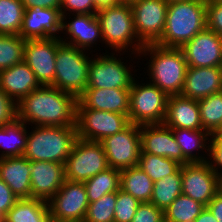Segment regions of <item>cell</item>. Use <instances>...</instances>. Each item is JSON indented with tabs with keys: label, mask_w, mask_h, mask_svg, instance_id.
<instances>
[{
	"label": "cell",
	"mask_w": 222,
	"mask_h": 222,
	"mask_svg": "<svg viewBox=\"0 0 222 222\" xmlns=\"http://www.w3.org/2000/svg\"><path fill=\"white\" fill-rule=\"evenodd\" d=\"M167 2L181 1V0H165Z\"/></svg>",
	"instance_id": "11a10c76"
},
{
	"label": "cell",
	"mask_w": 222,
	"mask_h": 222,
	"mask_svg": "<svg viewBox=\"0 0 222 222\" xmlns=\"http://www.w3.org/2000/svg\"><path fill=\"white\" fill-rule=\"evenodd\" d=\"M130 89L86 88L78 97L77 108L116 112L128 116Z\"/></svg>",
	"instance_id": "44dd1931"
},
{
	"label": "cell",
	"mask_w": 222,
	"mask_h": 222,
	"mask_svg": "<svg viewBox=\"0 0 222 222\" xmlns=\"http://www.w3.org/2000/svg\"><path fill=\"white\" fill-rule=\"evenodd\" d=\"M181 164L177 161L149 153H140L138 167L144 171L153 182L162 179L168 174L175 173Z\"/></svg>",
	"instance_id": "e575fe53"
},
{
	"label": "cell",
	"mask_w": 222,
	"mask_h": 222,
	"mask_svg": "<svg viewBox=\"0 0 222 222\" xmlns=\"http://www.w3.org/2000/svg\"><path fill=\"white\" fill-rule=\"evenodd\" d=\"M108 167L100 142L77 138L65 162V179L85 182Z\"/></svg>",
	"instance_id": "ba28073f"
},
{
	"label": "cell",
	"mask_w": 222,
	"mask_h": 222,
	"mask_svg": "<svg viewBox=\"0 0 222 222\" xmlns=\"http://www.w3.org/2000/svg\"><path fill=\"white\" fill-rule=\"evenodd\" d=\"M217 133H222V126H221L220 130Z\"/></svg>",
	"instance_id": "9f6ffc18"
},
{
	"label": "cell",
	"mask_w": 222,
	"mask_h": 222,
	"mask_svg": "<svg viewBox=\"0 0 222 222\" xmlns=\"http://www.w3.org/2000/svg\"><path fill=\"white\" fill-rule=\"evenodd\" d=\"M206 206L180 194L165 210L164 222H193Z\"/></svg>",
	"instance_id": "1f68e13d"
},
{
	"label": "cell",
	"mask_w": 222,
	"mask_h": 222,
	"mask_svg": "<svg viewBox=\"0 0 222 222\" xmlns=\"http://www.w3.org/2000/svg\"><path fill=\"white\" fill-rule=\"evenodd\" d=\"M26 124L20 120L0 127V147L7 149L2 151V157L23 156L27 144Z\"/></svg>",
	"instance_id": "f1b7e54d"
},
{
	"label": "cell",
	"mask_w": 222,
	"mask_h": 222,
	"mask_svg": "<svg viewBox=\"0 0 222 222\" xmlns=\"http://www.w3.org/2000/svg\"><path fill=\"white\" fill-rule=\"evenodd\" d=\"M62 44L60 36L48 39H26L24 62L43 86H52L55 78L57 48Z\"/></svg>",
	"instance_id": "4fadbf2b"
},
{
	"label": "cell",
	"mask_w": 222,
	"mask_h": 222,
	"mask_svg": "<svg viewBox=\"0 0 222 222\" xmlns=\"http://www.w3.org/2000/svg\"><path fill=\"white\" fill-rule=\"evenodd\" d=\"M78 98L53 86H43L18 104V120L35 126H76Z\"/></svg>",
	"instance_id": "6da1fadb"
},
{
	"label": "cell",
	"mask_w": 222,
	"mask_h": 222,
	"mask_svg": "<svg viewBox=\"0 0 222 222\" xmlns=\"http://www.w3.org/2000/svg\"><path fill=\"white\" fill-rule=\"evenodd\" d=\"M18 199L11 188L0 178V212L5 216Z\"/></svg>",
	"instance_id": "ee69618b"
},
{
	"label": "cell",
	"mask_w": 222,
	"mask_h": 222,
	"mask_svg": "<svg viewBox=\"0 0 222 222\" xmlns=\"http://www.w3.org/2000/svg\"><path fill=\"white\" fill-rule=\"evenodd\" d=\"M133 81L130 88L128 117L131 124H162L168 95L151 82L142 85Z\"/></svg>",
	"instance_id": "52a82bcc"
},
{
	"label": "cell",
	"mask_w": 222,
	"mask_h": 222,
	"mask_svg": "<svg viewBox=\"0 0 222 222\" xmlns=\"http://www.w3.org/2000/svg\"><path fill=\"white\" fill-rule=\"evenodd\" d=\"M222 91L221 67H188L181 96L194 100Z\"/></svg>",
	"instance_id": "ffe728a7"
},
{
	"label": "cell",
	"mask_w": 222,
	"mask_h": 222,
	"mask_svg": "<svg viewBox=\"0 0 222 222\" xmlns=\"http://www.w3.org/2000/svg\"><path fill=\"white\" fill-rule=\"evenodd\" d=\"M117 192L103 195L95 202L89 203L83 222H114Z\"/></svg>",
	"instance_id": "8d00e7d4"
},
{
	"label": "cell",
	"mask_w": 222,
	"mask_h": 222,
	"mask_svg": "<svg viewBox=\"0 0 222 222\" xmlns=\"http://www.w3.org/2000/svg\"><path fill=\"white\" fill-rule=\"evenodd\" d=\"M62 31L59 9L32 7L25 9L19 36L23 39H48Z\"/></svg>",
	"instance_id": "ac0fdd59"
},
{
	"label": "cell",
	"mask_w": 222,
	"mask_h": 222,
	"mask_svg": "<svg viewBox=\"0 0 222 222\" xmlns=\"http://www.w3.org/2000/svg\"><path fill=\"white\" fill-rule=\"evenodd\" d=\"M206 3H222V0H205Z\"/></svg>",
	"instance_id": "816d5d0a"
},
{
	"label": "cell",
	"mask_w": 222,
	"mask_h": 222,
	"mask_svg": "<svg viewBox=\"0 0 222 222\" xmlns=\"http://www.w3.org/2000/svg\"><path fill=\"white\" fill-rule=\"evenodd\" d=\"M181 166L173 174H168L154 182L150 203L163 211L182 194Z\"/></svg>",
	"instance_id": "4dcf8cb0"
},
{
	"label": "cell",
	"mask_w": 222,
	"mask_h": 222,
	"mask_svg": "<svg viewBox=\"0 0 222 222\" xmlns=\"http://www.w3.org/2000/svg\"><path fill=\"white\" fill-rule=\"evenodd\" d=\"M25 39L19 35L0 34V71L24 60Z\"/></svg>",
	"instance_id": "d590c367"
},
{
	"label": "cell",
	"mask_w": 222,
	"mask_h": 222,
	"mask_svg": "<svg viewBox=\"0 0 222 222\" xmlns=\"http://www.w3.org/2000/svg\"><path fill=\"white\" fill-rule=\"evenodd\" d=\"M67 11L76 14H96L98 9L94 6L93 0H62L60 7L62 21L66 19Z\"/></svg>",
	"instance_id": "60d3db41"
},
{
	"label": "cell",
	"mask_w": 222,
	"mask_h": 222,
	"mask_svg": "<svg viewBox=\"0 0 222 222\" xmlns=\"http://www.w3.org/2000/svg\"><path fill=\"white\" fill-rule=\"evenodd\" d=\"M141 153L173 159L183 165V152L170 127L162 124L140 125Z\"/></svg>",
	"instance_id": "e0dca14e"
},
{
	"label": "cell",
	"mask_w": 222,
	"mask_h": 222,
	"mask_svg": "<svg viewBox=\"0 0 222 222\" xmlns=\"http://www.w3.org/2000/svg\"><path fill=\"white\" fill-rule=\"evenodd\" d=\"M109 167L119 170L138 166L141 153L140 125L130 124L123 131L100 141Z\"/></svg>",
	"instance_id": "8fae6325"
},
{
	"label": "cell",
	"mask_w": 222,
	"mask_h": 222,
	"mask_svg": "<svg viewBox=\"0 0 222 222\" xmlns=\"http://www.w3.org/2000/svg\"><path fill=\"white\" fill-rule=\"evenodd\" d=\"M218 222H222V197L216 194L206 206Z\"/></svg>",
	"instance_id": "bcb514c9"
},
{
	"label": "cell",
	"mask_w": 222,
	"mask_h": 222,
	"mask_svg": "<svg viewBox=\"0 0 222 222\" xmlns=\"http://www.w3.org/2000/svg\"><path fill=\"white\" fill-rule=\"evenodd\" d=\"M175 139L183 152V165L192 162H205L207 157L196 155L193 153V149L198 151L207 150L209 152L210 145L206 142L211 135L205 131L201 130H191V129H181V128H171ZM208 143V145H207ZM193 153V154H192Z\"/></svg>",
	"instance_id": "4316f807"
},
{
	"label": "cell",
	"mask_w": 222,
	"mask_h": 222,
	"mask_svg": "<svg viewBox=\"0 0 222 222\" xmlns=\"http://www.w3.org/2000/svg\"><path fill=\"white\" fill-rule=\"evenodd\" d=\"M96 15L101 26L102 41H105V44L120 53L119 51L130 50L128 47H131L134 43L131 55L140 53V50L145 45L136 35L130 4H116L104 7L99 9Z\"/></svg>",
	"instance_id": "5b68a950"
},
{
	"label": "cell",
	"mask_w": 222,
	"mask_h": 222,
	"mask_svg": "<svg viewBox=\"0 0 222 222\" xmlns=\"http://www.w3.org/2000/svg\"><path fill=\"white\" fill-rule=\"evenodd\" d=\"M116 4H126V0H109V6H113Z\"/></svg>",
	"instance_id": "f907efd6"
},
{
	"label": "cell",
	"mask_w": 222,
	"mask_h": 222,
	"mask_svg": "<svg viewBox=\"0 0 222 222\" xmlns=\"http://www.w3.org/2000/svg\"><path fill=\"white\" fill-rule=\"evenodd\" d=\"M180 49L188 67L222 66V37L207 28Z\"/></svg>",
	"instance_id": "2e32d148"
},
{
	"label": "cell",
	"mask_w": 222,
	"mask_h": 222,
	"mask_svg": "<svg viewBox=\"0 0 222 222\" xmlns=\"http://www.w3.org/2000/svg\"><path fill=\"white\" fill-rule=\"evenodd\" d=\"M193 222H218L212 212L205 207L201 214Z\"/></svg>",
	"instance_id": "7dc6e473"
},
{
	"label": "cell",
	"mask_w": 222,
	"mask_h": 222,
	"mask_svg": "<svg viewBox=\"0 0 222 222\" xmlns=\"http://www.w3.org/2000/svg\"><path fill=\"white\" fill-rule=\"evenodd\" d=\"M47 203L53 222H83L89 205L84 182L65 180Z\"/></svg>",
	"instance_id": "30bf717a"
},
{
	"label": "cell",
	"mask_w": 222,
	"mask_h": 222,
	"mask_svg": "<svg viewBox=\"0 0 222 222\" xmlns=\"http://www.w3.org/2000/svg\"><path fill=\"white\" fill-rule=\"evenodd\" d=\"M4 222H53L48 203L38 198H23L8 210Z\"/></svg>",
	"instance_id": "484cf974"
},
{
	"label": "cell",
	"mask_w": 222,
	"mask_h": 222,
	"mask_svg": "<svg viewBox=\"0 0 222 222\" xmlns=\"http://www.w3.org/2000/svg\"><path fill=\"white\" fill-rule=\"evenodd\" d=\"M84 53L83 49L63 43L57 48L52 85L54 88L71 93L77 98L85 91L91 59Z\"/></svg>",
	"instance_id": "8992f818"
},
{
	"label": "cell",
	"mask_w": 222,
	"mask_h": 222,
	"mask_svg": "<svg viewBox=\"0 0 222 222\" xmlns=\"http://www.w3.org/2000/svg\"><path fill=\"white\" fill-rule=\"evenodd\" d=\"M77 138L76 126H35L27 134L23 156L30 161L65 164Z\"/></svg>",
	"instance_id": "277c9868"
},
{
	"label": "cell",
	"mask_w": 222,
	"mask_h": 222,
	"mask_svg": "<svg viewBox=\"0 0 222 222\" xmlns=\"http://www.w3.org/2000/svg\"><path fill=\"white\" fill-rule=\"evenodd\" d=\"M182 194L207 206L218 190L219 176L212 169L210 160L181 165Z\"/></svg>",
	"instance_id": "9a60e30c"
},
{
	"label": "cell",
	"mask_w": 222,
	"mask_h": 222,
	"mask_svg": "<svg viewBox=\"0 0 222 222\" xmlns=\"http://www.w3.org/2000/svg\"><path fill=\"white\" fill-rule=\"evenodd\" d=\"M152 55L148 65L149 78L152 84L164 91L168 96L180 95L188 68L184 54L180 48L161 47L157 44H146L139 53Z\"/></svg>",
	"instance_id": "3957f363"
},
{
	"label": "cell",
	"mask_w": 222,
	"mask_h": 222,
	"mask_svg": "<svg viewBox=\"0 0 222 222\" xmlns=\"http://www.w3.org/2000/svg\"><path fill=\"white\" fill-rule=\"evenodd\" d=\"M141 202L122 189L117 191L114 222H131Z\"/></svg>",
	"instance_id": "74e56055"
},
{
	"label": "cell",
	"mask_w": 222,
	"mask_h": 222,
	"mask_svg": "<svg viewBox=\"0 0 222 222\" xmlns=\"http://www.w3.org/2000/svg\"><path fill=\"white\" fill-rule=\"evenodd\" d=\"M40 86L35 74L24 61L0 71V89L17 104Z\"/></svg>",
	"instance_id": "cb8c5ba5"
},
{
	"label": "cell",
	"mask_w": 222,
	"mask_h": 222,
	"mask_svg": "<svg viewBox=\"0 0 222 222\" xmlns=\"http://www.w3.org/2000/svg\"><path fill=\"white\" fill-rule=\"evenodd\" d=\"M24 11V5L20 0H0V34L18 35Z\"/></svg>",
	"instance_id": "836d02e7"
},
{
	"label": "cell",
	"mask_w": 222,
	"mask_h": 222,
	"mask_svg": "<svg viewBox=\"0 0 222 222\" xmlns=\"http://www.w3.org/2000/svg\"><path fill=\"white\" fill-rule=\"evenodd\" d=\"M30 160L24 156L0 158V178L19 199L31 198Z\"/></svg>",
	"instance_id": "d4e9b609"
},
{
	"label": "cell",
	"mask_w": 222,
	"mask_h": 222,
	"mask_svg": "<svg viewBox=\"0 0 222 222\" xmlns=\"http://www.w3.org/2000/svg\"><path fill=\"white\" fill-rule=\"evenodd\" d=\"M208 142L210 149L207 156H210L212 160L210 165L218 176H222V172L219 170L220 167L222 168V133L213 134Z\"/></svg>",
	"instance_id": "7bdbcfd3"
},
{
	"label": "cell",
	"mask_w": 222,
	"mask_h": 222,
	"mask_svg": "<svg viewBox=\"0 0 222 222\" xmlns=\"http://www.w3.org/2000/svg\"><path fill=\"white\" fill-rule=\"evenodd\" d=\"M18 119L17 103L0 89V127Z\"/></svg>",
	"instance_id": "ab89813d"
},
{
	"label": "cell",
	"mask_w": 222,
	"mask_h": 222,
	"mask_svg": "<svg viewBox=\"0 0 222 222\" xmlns=\"http://www.w3.org/2000/svg\"><path fill=\"white\" fill-rule=\"evenodd\" d=\"M112 55H100L91 59L87 88L130 89L135 78L119 58Z\"/></svg>",
	"instance_id": "5bb4252c"
},
{
	"label": "cell",
	"mask_w": 222,
	"mask_h": 222,
	"mask_svg": "<svg viewBox=\"0 0 222 222\" xmlns=\"http://www.w3.org/2000/svg\"><path fill=\"white\" fill-rule=\"evenodd\" d=\"M0 222H4V215L0 212Z\"/></svg>",
	"instance_id": "f5cc1de1"
},
{
	"label": "cell",
	"mask_w": 222,
	"mask_h": 222,
	"mask_svg": "<svg viewBox=\"0 0 222 222\" xmlns=\"http://www.w3.org/2000/svg\"><path fill=\"white\" fill-rule=\"evenodd\" d=\"M73 21L68 23L62 21V31H66L69 35L70 41L66 39L60 40L63 44L76 47L79 49L89 50L88 47H92L93 44L98 42V38L102 39V32L100 22L96 14H74ZM66 23V24H65ZM100 36V37H99Z\"/></svg>",
	"instance_id": "603a6c76"
},
{
	"label": "cell",
	"mask_w": 222,
	"mask_h": 222,
	"mask_svg": "<svg viewBox=\"0 0 222 222\" xmlns=\"http://www.w3.org/2000/svg\"><path fill=\"white\" fill-rule=\"evenodd\" d=\"M169 2L136 0L130 3L136 35L144 44H155L162 36Z\"/></svg>",
	"instance_id": "7c38bea8"
},
{
	"label": "cell",
	"mask_w": 222,
	"mask_h": 222,
	"mask_svg": "<svg viewBox=\"0 0 222 222\" xmlns=\"http://www.w3.org/2000/svg\"><path fill=\"white\" fill-rule=\"evenodd\" d=\"M154 182L138 166L121 170L120 189L142 202H150Z\"/></svg>",
	"instance_id": "83f0119b"
},
{
	"label": "cell",
	"mask_w": 222,
	"mask_h": 222,
	"mask_svg": "<svg viewBox=\"0 0 222 222\" xmlns=\"http://www.w3.org/2000/svg\"><path fill=\"white\" fill-rule=\"evenodd\" d=\"M207 29L222 37V3H206Z\"/></svg>",
	"instance_id": "b9f144b4"
},
{
	"label": "cell",
	"mask_w": 222,
	"mask_h": 222,
	"mask_svg": "<svg viewBox=\"0 0 222 222\" xmlns=\"http://www.w3.org/2000/svg\"><path fill=\"white\" fill-rule=\"evenodd\" d=\"M202 127L211 136L222 126V91L198 100Z\"/></svg>",
	"instance_id": "d6a6232c"
},
{
	"label": "cell",
	"mask_w": 222,
	"mask_h": 222,
	"mask_svg": "<svg viewBox=\"0 0 222 222\" xmlns=\"http://www.w3.org/2000/svg\"><path fill=\"white\" fill-rule=\"evenodd\" d=\"M206 28L205 0L169 2L164 32L155 44L167 48H181Z\"/></svg>",
	"instance_id": "7a4b0ae2"
},
{
	"label": "cell",
	"mask_w": 222,
	"mask_h": 222,
	"mask_svg": "<svg viewBox=\"0 0 222 222\" xmlns=\"http://www.w3.org/2000/svg\"><path fill=\"white\" fill-rule=\"evenodd\" d=\"M217 194L222 197V176H219V179H218Z\"/></svg>",
	"instance_id": "681fc988"
},
{
	"label": "cell",
	"mask_w": 222,
	"mask_h": 222,
	"mask_svg": "<svg viewBox=\"0 0 222 222\" xmlns=\"http://www.w3.org/2000/svg\"><path fill=\"white\" fill-rule=\"evenodd\" d=\"M121 170L108 167L84 182L88 202L92 203L103 195L117 192L120 189Z\"/></svg>",
	"instance_id": "f546056e"
},
{
	"label": "cell",
	"mask_w": 222,
	"mask_h": 222,
	"mask_svg": "<svg viewBox=\"0 0 222 222\" xmlns=\"http://www.w3.org/2000/svg\"><path fill=\"white\" fill-rule=\"evenodd\" d=\"M130 124L125 114L77 108V135L84 140L100 142L107 136L123 131Z\"/></svg>",
	"instance_id": "9c48e42d"
},
{
	"label": "cell",
	"mask_w": 222,
	"mask_h": 222,
	"mask_svg": "<svg viewBox=\"0 0 222 222\" xmlns=\"http://www.w3.org/2000/svg\"><path fill=\"white\" fill-rule=\"evenodd\" d=\"M93 3L98 10L109 6V0H93Z\"/></svg>",
	"instance_id": "c3c4849f"
},
{
	"label": "cell",
	"mask_w": 222,
	"mask_h": 222,
	"mask_svg": "<svg viewBox=\"0 0 222 222\" xmlns=\"http://www.w3.org/2000/svg\"><path fill=\"white\" fill-rule=\"evenodd\" d=\"M131 222H164V211L155 204L142 202Z\"/></svg>",
	"instance_id": "f35d334b"
},
{
	"label": "cell",
	"mask_w": 222,
	"mask_h": 222,
	"mask_svg": "<svg viewBox=\"0 0 222 222\" xmlns=\"http://www.w3.org/2000/svg\"><path fill=\"white\" fill-rule=\"evenodd\" d=\"M163 124L170 128L203 129L198 101L181 95H170Z\"/></svg>",
	"instance_id": "7402d4cb"
},
{
	"label": "cell",
	"mask_w": 222,
	"mask_h": 222,
	"mask_svg": "<svg viewBox=\"0 0 222 222\" xmlns=\"http://www.w3.org/2000/svg\"><path fill=\"white\" fill-rule=\"evenodd\" d=\"M134 1H136V0H126V4H130V3L134 2Z\"/></svg>",
	"instance_id": "db71d44e"
},
{
	"label": "cell",
	"mask_w": 222,
	"mask_h": 222,
	"mask_svg": "<svg viewBox=\"0 0 222 222\" xmlns=\"http://www.w3.org/2000/svg\"><path fill=\"white\" fill-rule=\"evenodd\" d=\"M24 5L25 9H30L32 7H42V8H54L59 9L61 7L62 0H20Z\"/></svg>",
	"instance_id": "f6af8a7d"
},
{
	"label": "cell",
	"mask_w": 222,
	"mask_h": 222,
	"mask_svg": "<svg viewBox=\"0 0 222 222\" xmlns=\"http://www.w3.org/2000/svg\"><path fill=\"white\" fill-rule=\"evenodd\" d=\"M31 198L49 201L65 179V164L49 161H30Z\"/></svg>",
	"instance_id": "d6986e66"
}]
</instances>
